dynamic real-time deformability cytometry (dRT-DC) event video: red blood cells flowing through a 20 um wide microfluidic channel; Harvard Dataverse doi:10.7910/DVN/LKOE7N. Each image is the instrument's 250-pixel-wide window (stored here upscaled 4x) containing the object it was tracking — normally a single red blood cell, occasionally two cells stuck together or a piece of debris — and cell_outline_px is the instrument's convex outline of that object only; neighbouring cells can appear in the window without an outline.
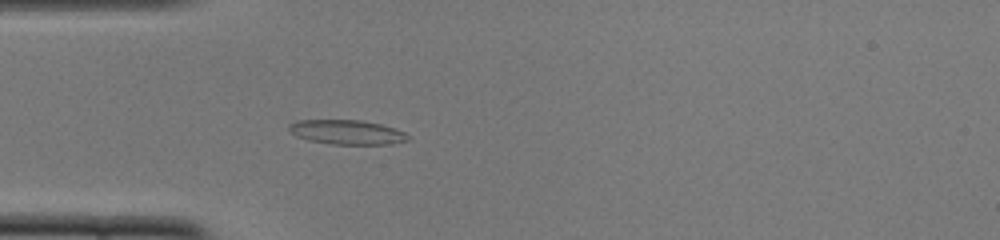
{"species": "common noctule bat (a hibernating species)", "species_latin": "Nyctalus noctula", "temperature_condition": "cold", "stored_images_in_passage": 38, "camera_frame_rate_fps": 3000, "um_per_image_px": 0.085, "animal": {"sex": "female", "body_mass_g": 22.0, "forearm_length_mm": 56.7}, "frame": {"image": 1, "passage_image": 5, "time_ms": 1.333, "image_size_px": [1000, 240], "cell_outline_px": [[412, 140], [392, 144], [332, 144], [308, 140], [296, 136], [288, 132], [288, 124], [296, 120], [360, 120], [380, 124], [404, 132], [412, 136]], "centroid_in_image_um": [29.49, 11.24], "position_along_channel_um": 55.5, "area_um2": 17.17}}
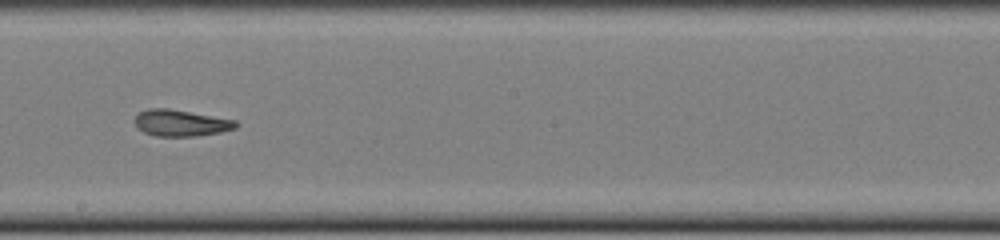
{"frame": {"image": 2, "passage_image": 19, "time_ms": 6.0, "image_size_px": [1000, 240], "cell_outline_px": [[236, 128], [220, 132], [196, 136], [156, 136], [144, 132], [136, 128], [136, 116], [140, 112], [148, 108], [168, 108], [236, 120]], "centroid_in_image_um": [15.35, 10.45], "position_along_channel_um": 232.8, "area_um2": 15.43}}
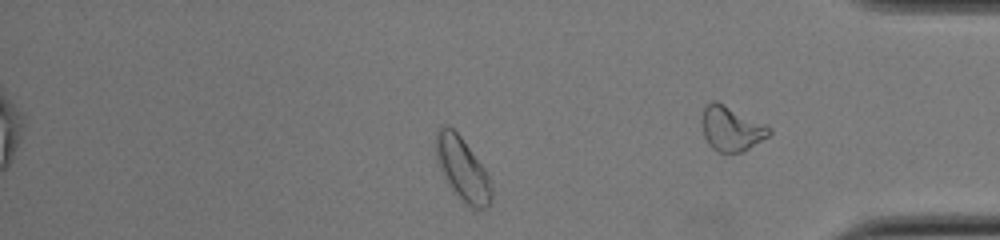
{"frame": {"image": 3, "passage_image": 30, "time_ms": 9.667, "image_size_px": [1000, 240], "cell_outline_px": [[492, 200], [488, 208], [472, 208], [464, 204], [452, 192], [436, 160], [436, 132], [440, 124], [452, 128], [460, 136], [488, 172], [492, 180]], "centroid_in_image_um": [39.33, 14.41], "position_along_channel_um": 395.9, "area_um2": 20.87}, "authors_computed_cell_mechanics": {"area_um2": 16.2707, "velocity_mm_per_s": 3.8994, "shape_relaxation_time_tau1_ms": 7.5294, "shape_relaxation_time_tau2_ms": 3.4722, "deformation_change_tau1": 0.1689, "deformation_change_tau2": 0.1132}}